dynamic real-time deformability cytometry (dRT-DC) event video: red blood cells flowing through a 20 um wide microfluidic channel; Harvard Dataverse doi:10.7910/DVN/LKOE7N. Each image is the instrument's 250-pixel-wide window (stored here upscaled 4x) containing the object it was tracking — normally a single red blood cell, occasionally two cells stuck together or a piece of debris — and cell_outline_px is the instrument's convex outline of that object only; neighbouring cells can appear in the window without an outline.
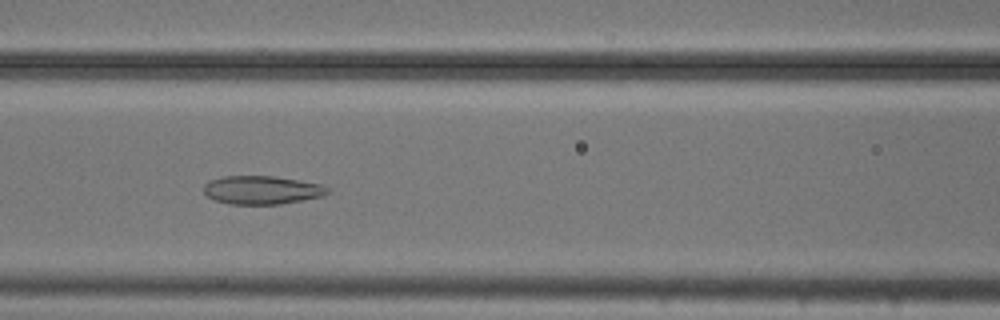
{"species": "common noctule bat (a hibernating species)", "species_latin": "Nyctalus noctula", "temperature_condition": "cold", "stored_images_in_passage": 43, "camera_frame_rate_fps": 3000, "um_per_image_px": 0.085, "animal": {"sex": "male", "body_mass_g": 20.5, "forearm_length_mm": 52.5}, "frame": {"image": 1, "passage_image": 13, "time_ms": 4.0, "image_size_px": [1000, 320], "cell_outline_px": [[332, 188], [324, 196], [304, 200], [280, 204], [228, 204], [216, 200], [208, 196], [204, 192], [204, 184], [208, 180], [220, 176], [272, 176], [300, 180], [320, 184]], "centroid_in_image_um": [22.27, 16.14], "position_along_channel_um": 144.3, "area_um2": 20.69}}
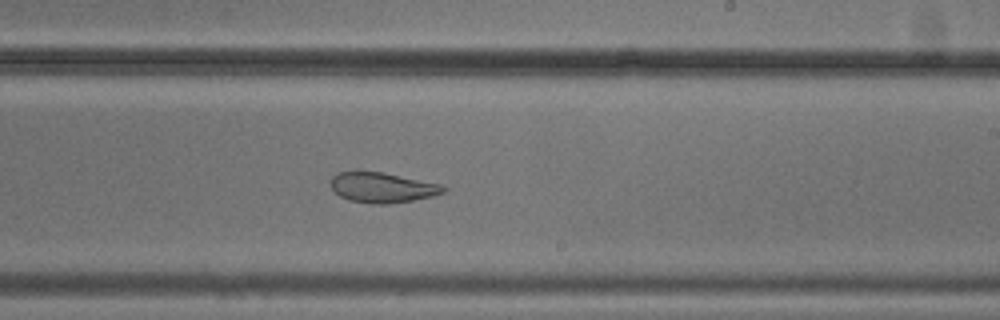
{"frame": {"image": 2, "passage_image": 22, "time_ms": 7.0, "image_size_px": [1000, 320], "cell_outline_px": [[448, 188], [444, 192], [432, 196], [412, 200], [388, 204], [372, 204], [348, 200], [340, 196], [332, 188], [332, 176], [340, 172], [384, 172], [440, 184]], "centroid_in_image_um": [32.52, 15.95], "position_along_channel_um": 256.5, "area_um2": 19.59}}
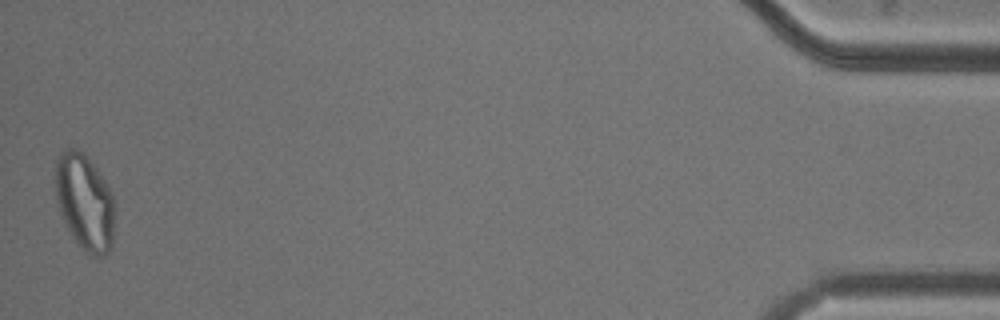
{"frame": {"image": 3, "passage_image": 43, "time_ms": 14.0, "image_size_px": [1000, 320], "cell_outline_px": [[116, 204], [112, 244], [108, 252], [104, 256], [96, 256], [84, 252], [80, 248], [64, 224], [56, 200], [56, 156], [64, 148], [76, 148], [84, 152], [96, 168], [112, 192]], "centroid_in_image_um": [7.21, 17.17], "position_along_channel_um": 428.0, "area_um2": 33.87}, "authors_computed_cell_mechanics": {"area_um2": 23.409, "velocity_mm_per_s": 3.7446, "shape_relaxation_time_tau1_ms": null, "shape_relaxation_time_tau2_ms": 1.8009, "deformation_change_tau1": null, "deformation_change_tau2": 0.0816}}